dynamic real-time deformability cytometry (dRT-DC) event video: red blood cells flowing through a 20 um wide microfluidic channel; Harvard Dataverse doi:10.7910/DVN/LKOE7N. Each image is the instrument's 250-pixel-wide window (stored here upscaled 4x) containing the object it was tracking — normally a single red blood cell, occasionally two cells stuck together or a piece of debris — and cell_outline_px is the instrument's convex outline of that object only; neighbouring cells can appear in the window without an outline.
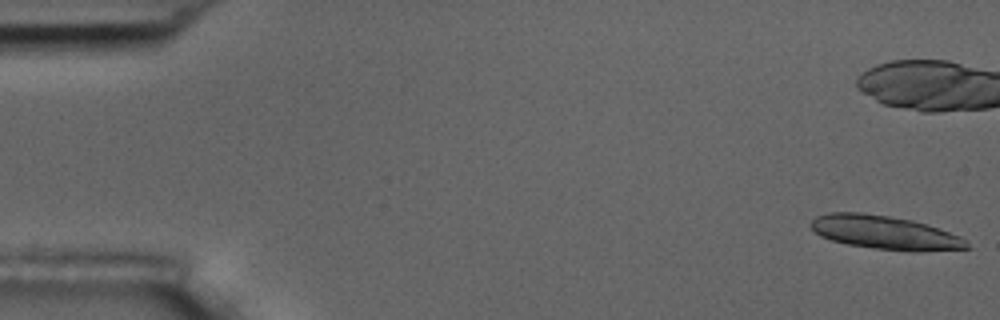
{"species": "common noctule bat (a hibernating species)", "species_latin": "Nyctalus noctula", "temperature_condition": "room temperature", "stored_images_in_passage": 7, "camera_frame_rate_fps": 3000, "um_per_image_px": 0.085, "animal": {"sex": "male", "body_mass_g": 17.5, "forearm_length_mm": 52.3}, "frame": {"image": 1, "passage_image": 1, "time_ms": 0.0, "image_size_px": [1000, 320], "cell_outline_px": [[972, 248], [920, 252], [916, 252], [876, 248], [848, 244], [832, 240], [820, 236], [808, 224], [816, 216], [828, 212], [864, 212], [912, 220], [928, 224], [960, 236]], "centroid_in_image_um": [75.22, 19.76], "position_along_channel_um": 9.8, "area_um2": 30.63}}
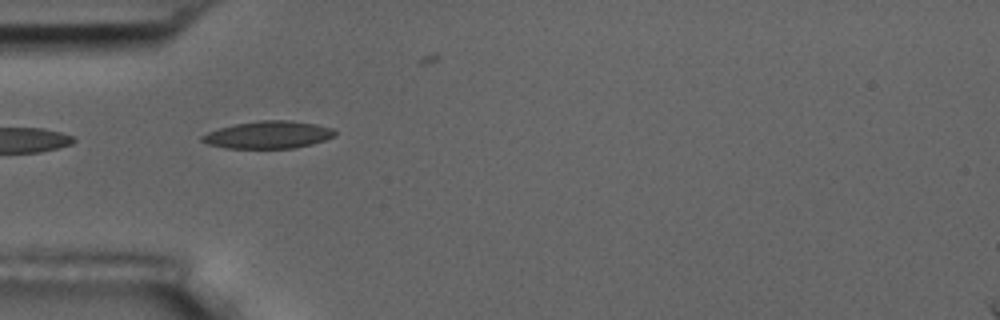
{"frame": {"image": 2, "passage_image": 6, "time_ms": 6.667, "image_size_px": [1000, 320], "cell_outline_px": [[336, 136], [312, 144], [296, 148], [224, 148], [208, 144], [200, 140], [200, 136], [208, 132], [220, 128], [236, 124], [260, 120], [288, 120], [316, 124], [332, 128], [336, 132]], "centroid_in_image_um": [22.81, 11.46], "position_along_channel_um": 62.2, "area_um2": 21.21}}